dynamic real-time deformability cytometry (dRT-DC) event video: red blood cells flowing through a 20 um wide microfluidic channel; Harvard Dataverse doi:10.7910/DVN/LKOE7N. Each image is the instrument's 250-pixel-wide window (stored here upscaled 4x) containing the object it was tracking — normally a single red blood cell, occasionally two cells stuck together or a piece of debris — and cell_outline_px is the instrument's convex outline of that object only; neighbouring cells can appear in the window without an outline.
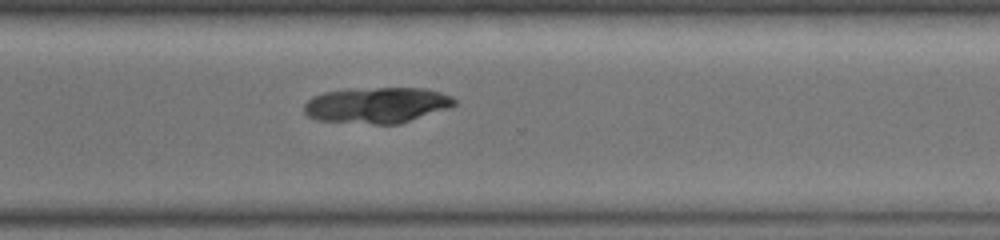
{"species": "common noctule bat (a hibernating species)", "species_latin": "Nyctalus noctula", "temperature_condition": "warm", "stored_images_in_passage": 22, "camera_frame_rate_fps": 3000, "um_per_image_px": 0.085, "animal": {"sex": "female", "body_mass_g": 19.0, "forearm_length_mm": 51.5}, "frame": {"image": 1, "passage_image": 17, "time_ms": 5.333, "image_size_px": [1000, 240], "cell_outline_px": [[456, 104], [452, 108], [400, 124], [372, 124], [316, 120], [308, 116], [304, 112], [304, 104], [312, 96], [324, 92], [356, 88], [428, 88], [452, 96], [456, 100]], "centroid_in_image_um": [32.08, 8.94], "position_along_channel_um": 338.5, "area_um2": 31.91}}
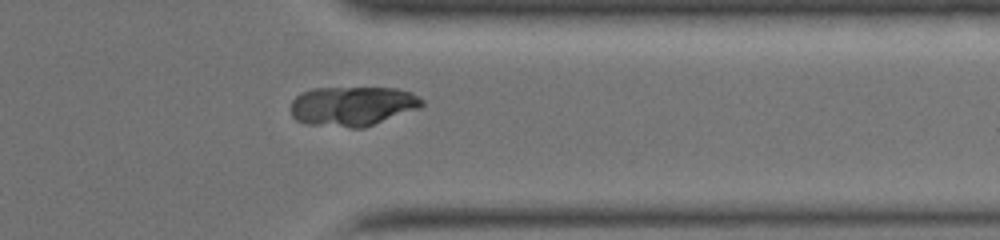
{"frame": {"image": 2, "passage_image": 19, "time_ms": 6.0, "image_size_px": [1000, 240], "cell_outline_px": [[424, 104], [420, 108], [364, 128], [352, 128], [308, 124], [296, 120], [292, 116], [292, 100], [300, 92], [312, 88], [396, 88], [412, 92], [424, 100]], "centroid_in_image_um": [29.98, 9.02], "position_along_channel_um": 381.4, "area_um2": 30.46}}